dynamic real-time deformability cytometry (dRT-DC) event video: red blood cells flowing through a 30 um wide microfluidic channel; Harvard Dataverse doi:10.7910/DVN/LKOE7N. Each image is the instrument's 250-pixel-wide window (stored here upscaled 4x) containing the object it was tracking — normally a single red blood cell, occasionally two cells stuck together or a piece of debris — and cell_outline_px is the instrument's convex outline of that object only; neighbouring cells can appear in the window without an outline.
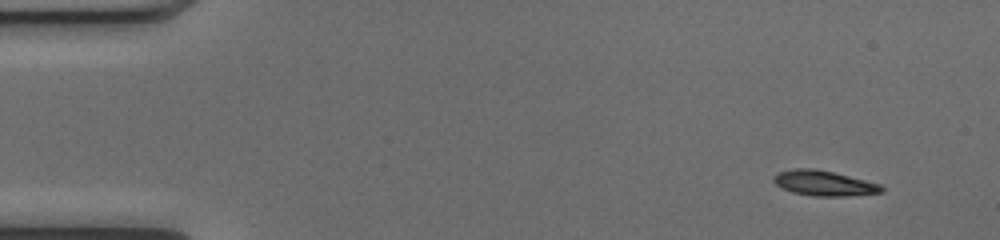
{"species": "common noctule bat (a hibernating species)", "species_latin": "Nyctalus noctula", "temperature_condition": "cold", "stored_images_in_passage": 49, "camera_frame_rate_fps": 3000, "um_per_image_px": 0.085, "animal": {"sex": "female", "body_mass_g": 17.0, "forearm_length_mm": 48.0}, "frame": {"image": 1, "passage_image": 1, "time_ms": 0.0, "image_size_px": [1000, 240], "cell_outline_px": [[884, 192], [844, 196], [816, 196], [792, 192], [776, 184], [772, 180], [772, 176], [780, 172], [796, 168], [812, 168], [832, 172], [880, 184], [884, 188]], "centroid_in_image_um": [70.03, 15.57], "position_along_channel_um": 15.0, "area_um2": 15.55}}
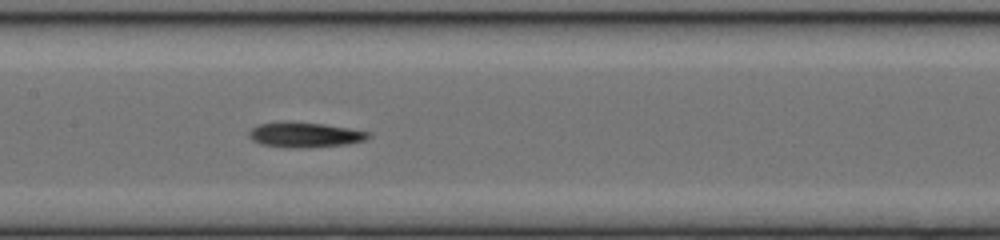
{"frame": {"image": 2, "passage_image": 22, "time_ms": 7.0, "image_size_px": [1000, 240], "cell_outline_px": [[372, 132], [364, 140], [348, 144], [300, 148], [284, 148], [260, 144], [252, 140], [248, 136], [248, 132], [252, 128], [260, 124], [324, 124]], "centroid_in_image_um": [25.92, 11.51], "position_along_channel_um": 181.5, "area_um2": 16.76}}
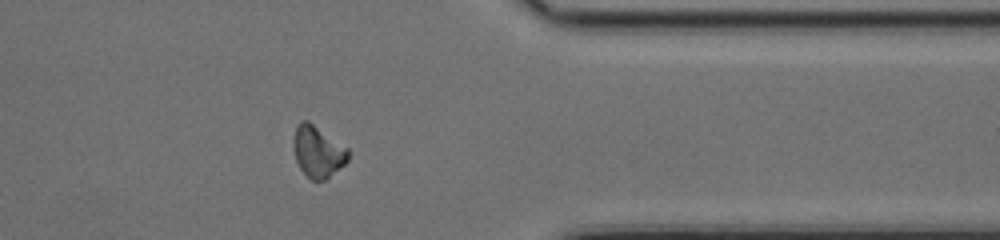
{"frame": {"image": 3, "passage_image": 38, "time_ms": 12.333, "image_size_px": [1000, 240], "cell_outline_px": [[348, 160], [344, 164], [324, 180], [312, 180], [300, 168], [296, 160], [292, 144], [292, 140], [296, 124], [300, 120], [308, 120], [348, 148]], "centroid_in_image_um": [26.98, 12.84], "position_along_channel_um": 384.4, "area_um2": 16.36}, "authors_computed_cell_mechanics": {"area_um2": 16.1262, "velocity_mm_per_s": 4.064, "shape_relaxation_time_tau1_ms": 3.0745, "shape_relaxation_time_tau2_ms": null, "deformation_change_tau1": 0.1296, "deformation_change_tau2": null}}